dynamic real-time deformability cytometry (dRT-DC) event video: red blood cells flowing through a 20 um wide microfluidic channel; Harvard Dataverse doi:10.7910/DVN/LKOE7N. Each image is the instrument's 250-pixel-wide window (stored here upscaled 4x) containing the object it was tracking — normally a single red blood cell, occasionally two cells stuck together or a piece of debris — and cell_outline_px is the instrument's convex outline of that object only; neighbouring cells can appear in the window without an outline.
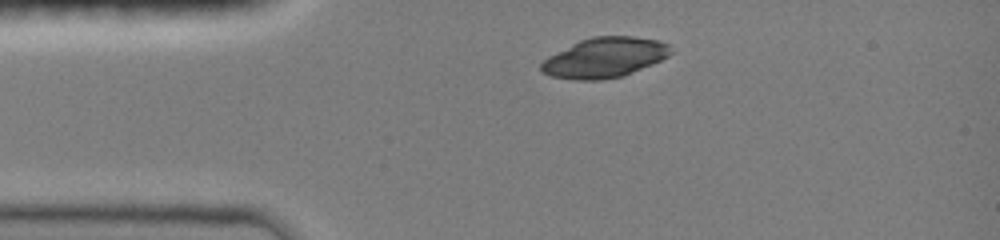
{"species": "common noctule bat (a hibernating species)", "species_latin": "Nyctalus noctula", "temperature_condition": "room temperature", "stored_images_in_passage": 34, "camera_frame_rate_fps": 3000, "um_per_image_px": 0.085, "animal": {"sex": "female", "body_mass_g": 19.0, "forearm_length_mm": 51.5}, "frame": {"image": 1, "passage_image": 1, "time_ms": 0.0, "image_size_px": [1000, 240], "cell_outline_px": [[676, 52], [652, 64], [624, 76], [600, 80], [576, 80], [552, 76], [540, 72], [540, 64], [548, 56], [580, 40], [592, 36], [632, 36], [660, 40], [668, 44]], "centroid_in_image_um": [51.42, 4.89], "position_along_channel_um": 33.6, "area_um2": 30.4}}